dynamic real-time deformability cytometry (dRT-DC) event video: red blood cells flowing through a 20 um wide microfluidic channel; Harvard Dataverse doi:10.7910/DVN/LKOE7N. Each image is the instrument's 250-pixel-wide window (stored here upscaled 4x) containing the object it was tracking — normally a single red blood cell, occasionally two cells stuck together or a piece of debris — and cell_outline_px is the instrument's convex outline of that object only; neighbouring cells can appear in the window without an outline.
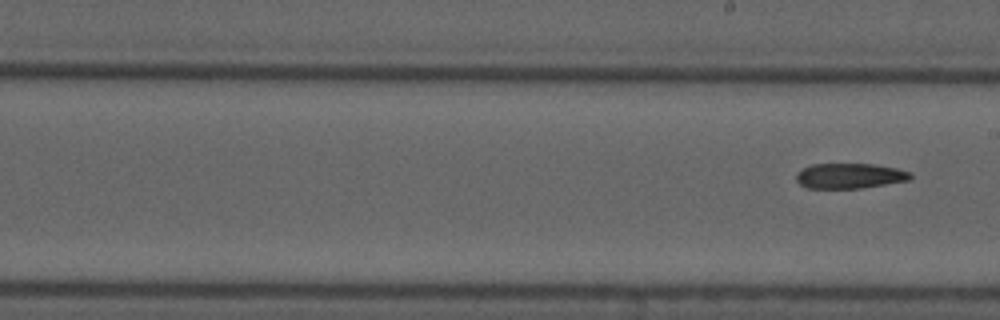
{"species": "common noctule bat (a hibernating species)", "species_latin": "Nyctalus noctula", "temperature_condition": "cold", "stored_images_in_passage": 8, "segment_of_instrument_passage": [2, 2], "camera_frame_rate_fps": 3000, "um_per_image_px": 0.085, "animal": {"sex": "male", "forearm_length_mm": 52.5}, "frame": {"image": 1, "passage_image": 8, "time_ms": 8.667, "image_size_px": [1000, 320], "cell_outline_px": [[912, 176], [908, 180], [860, 188], [808, 188], [800, 184], [796, 180], [796, 172], [812, 164], [872, 164], [896, 168], [912, 172]], "centroid_in_image_um": [72.2, 14.94], "position_along_channel_um": 216.8, "area_um2": 16.65}}